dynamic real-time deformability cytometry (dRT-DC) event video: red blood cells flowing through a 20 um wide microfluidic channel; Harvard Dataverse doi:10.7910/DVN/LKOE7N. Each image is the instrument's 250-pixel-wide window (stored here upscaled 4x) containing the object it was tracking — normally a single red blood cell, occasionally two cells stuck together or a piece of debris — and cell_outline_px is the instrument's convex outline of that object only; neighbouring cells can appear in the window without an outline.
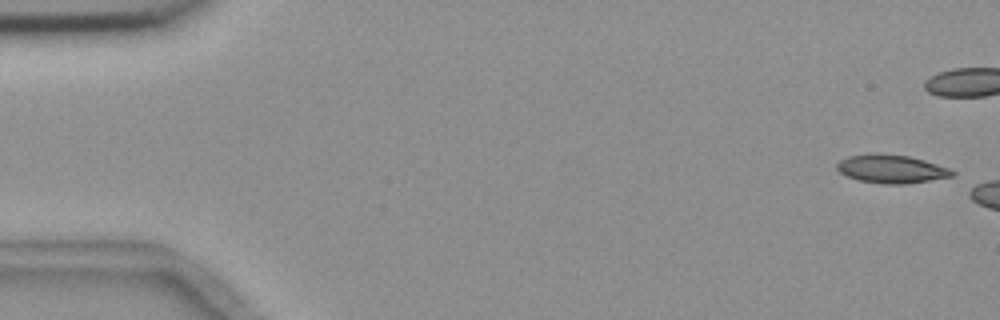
{"species": "common noctule bat (a hibernating species)", "species_latin": "Nyctalus noctula", "temperature_condition": "room temperature", "stored_images_in_passage": 7, "camera_frame_rate_fps": 3000, "um_per_image_px": 0.085, "animal": {"sex": "female", "body_mass_g": 18.4}, "frame": {"image": 1, "passage_image": 1, "time_ms": 0.0, "image_size_px": [1000, 320], "cell_outline_px": [[956, 176], [904, 184], [884, 184], [860, 180], [848, 176], [840, 172], [836, 168], [836, 164], [840, 160], [848, 156], [872, 152], [908, 156], [924, 160], [948, 168], [956, 172]], "centroid_in_image_um": [75.77, 14.35], "position_along_channel_um": 9.2, "area_um2": 19.07}}